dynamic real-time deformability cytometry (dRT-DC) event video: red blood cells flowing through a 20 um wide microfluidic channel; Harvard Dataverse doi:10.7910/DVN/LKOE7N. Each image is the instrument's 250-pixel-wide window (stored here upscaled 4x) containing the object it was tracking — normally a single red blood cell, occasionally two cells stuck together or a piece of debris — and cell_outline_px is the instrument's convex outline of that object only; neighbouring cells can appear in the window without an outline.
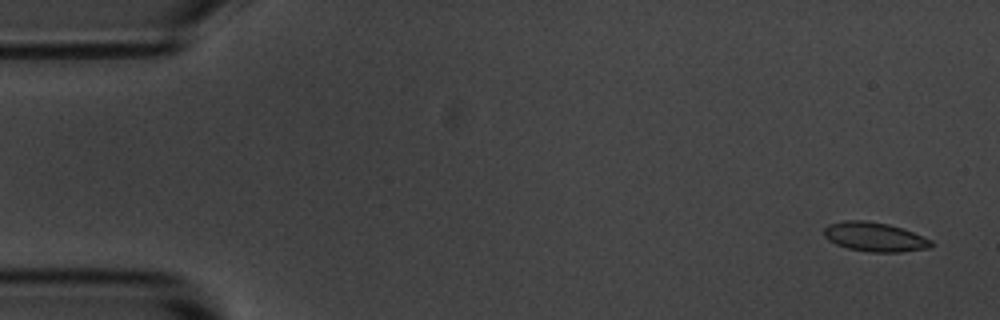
{"species": "common noctule bat (a hibernating species)", "species_latin": "Nyctalus noctula", "temperature_condition": "room temperature", "stored_images_in_passage": 6, "camera_frame_rate_fps": 3000, "um_per_image_px": 0.085, "animal": {"sex": "male", "body_mass_g": 20.1, "forearm_length_mm": 53.5}, "frame": {"image": 1, "passage_image": 1, "time_ms": 0.0, "image_size_px": [1000, 320], "cell_outline_px": [[932, 244], [928, 248], [900, 252], [868, 252], [848, 248], [836, 244], [828, 240], [824, 236], [824, 228], [828, 224], [844, 220], [864, 220], [888, 224], [904, 228], [932, 240]], "centroid_in_image_um": [74.33, 20.13], "position_along_channel_um": 10.7, "area_um2": 18.32}}